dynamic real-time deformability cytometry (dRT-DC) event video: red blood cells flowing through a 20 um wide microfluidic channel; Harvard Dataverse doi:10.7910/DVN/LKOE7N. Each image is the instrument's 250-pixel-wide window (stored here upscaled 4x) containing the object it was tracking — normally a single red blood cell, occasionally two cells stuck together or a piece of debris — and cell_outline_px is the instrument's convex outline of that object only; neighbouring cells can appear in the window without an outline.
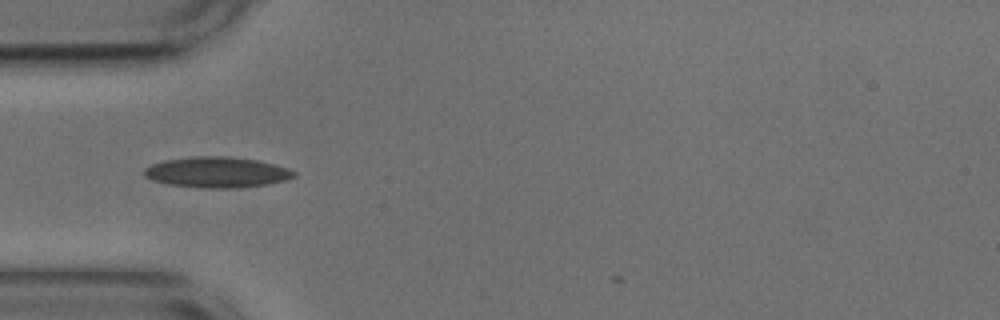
{"species": "common noctule bat (a hibernating species)", "species_latin": "Nyctalus noctula", "temperature_condition": "cold", "stored_images_in_passage": 5, "camera_frame_rate_fps": 3000, "um_per_image_px": 0.085, "animal": {"sex": "male", "body_mass_g": 17.9, "forearm_length_mm": 54.2}, "frame": {"image": 1, "passage_image": 2, "time_ms": 0.333, "image_size_px": [1000, 320], "cell_outline_px": [[296, 176], [288, 180], [268, 184], [236, 188], [200, 188], [168, 184], [152, 180], [144, 176], [144, 168], [152, 164], [164, 160], [196, 156], [224, 156], [256, 160], [288, 168], [296, 172]], "centroid_in_image_um": [18.44, 14.65], "position_along_channel_um": 66.6, "area_um2": 26.82}}